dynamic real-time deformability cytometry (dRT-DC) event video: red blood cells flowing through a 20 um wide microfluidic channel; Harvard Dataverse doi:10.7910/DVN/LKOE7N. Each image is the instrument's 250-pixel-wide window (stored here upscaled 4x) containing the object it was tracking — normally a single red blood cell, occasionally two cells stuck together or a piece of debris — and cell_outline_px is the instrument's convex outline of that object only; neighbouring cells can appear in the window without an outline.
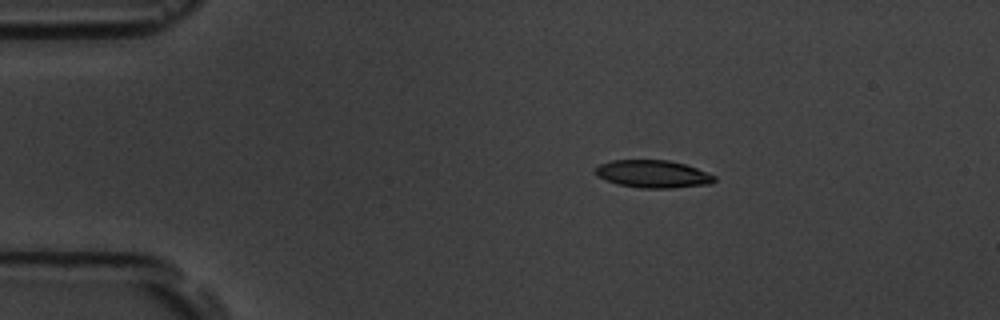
{"species": "common noctule bat (a hibernating species)", "species_latin": "Nyctalus noctula", "temperature_condition": "room temperature", "stored_images_in_passage": 45, "camera_frame_rate_fps": 3000, "um_per_image_px": 0.085, "animal": {"sex": "male", "body_mass_g": 19.5, "forearm_length_mm": 54.6}, "frame": {"image": 1, "passage_image": 1, "time_ms": 0.0, "image_size_px": [1000, 320], "cell_outline_px": [[716, 180], [712, 184], [672, 188], [640, 188], [616, 184], [596, 176], [592, 172], [600, 164], [612, 160], [668, 160], [684, 164], [696, 168], [716, 176]], "centroid_in_image_um": [55.48, 14.8], "position_along_channel_um": 29.5, "area_um2": 19.31}}
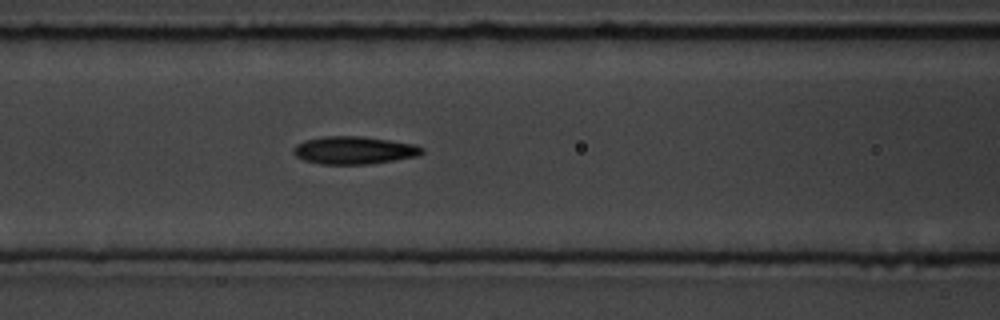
{"frame": {"image": 2, "passage_image": 14, "time_ms": 4.333, "image_size_px": [1000, 320], "cell_outline_px": [[424, 152], [420, 156], [372, 164], [320, 164], [304, 160], [296, 156], [292, 152], [292, 148], [296, 144], [304, 140], [324, 136], [364, 136], [416, 144], [424, 148]], "centroid_in_image_um": [30.12, 12.77], "position_along_channel_um": 136.5, "area_um2": 21.15}}
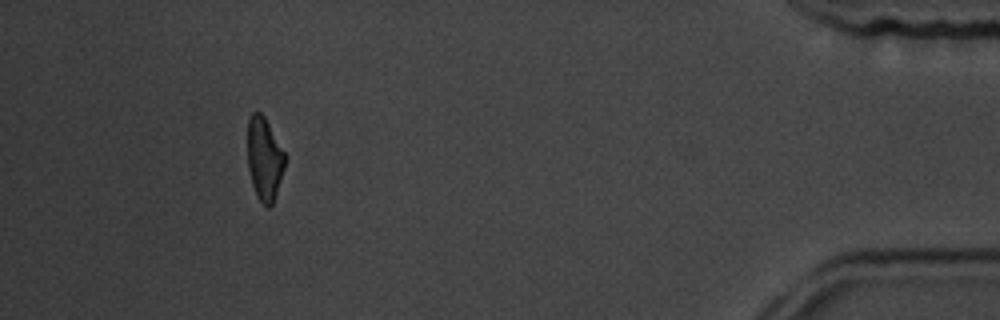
{"frame": {"image": 3, "passage_image": 41, "time_ms": 13.333, "image_size_px": [1000, 320], "cell_outline_px": [[288, 156], [272, 204], [268, 208], [256, 196], [252, 184], [248, 168], [248, 120], [252, 112], [260, 112], [264, 116]], "centroid_in_image_um": [22.49, 13.47], "position_along_channel_um": 412.7, "area_um2": 18.15}, "authors_computed_cell_mechanics": {"area_um2": 19.9988, "velocity_mm_per_s": 3.7647, "shape_relaxation_time_tau1_ms": 4.5522, "shape_relaxation_time_tau2_ms": 4.0782, "deformation_change_tau1": 0.168, "deformation_change_tau2": 0.1408}}